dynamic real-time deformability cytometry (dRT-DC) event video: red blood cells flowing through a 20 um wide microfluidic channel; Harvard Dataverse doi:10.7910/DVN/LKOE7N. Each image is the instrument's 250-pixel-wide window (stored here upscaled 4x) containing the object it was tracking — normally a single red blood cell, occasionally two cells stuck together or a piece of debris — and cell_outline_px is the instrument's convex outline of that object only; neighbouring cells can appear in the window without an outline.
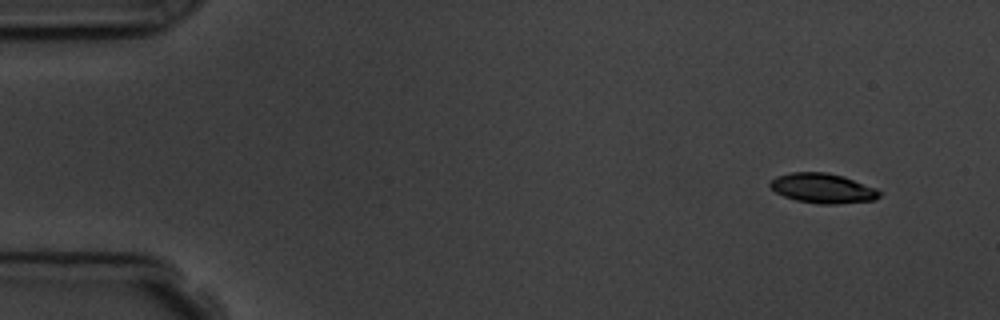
{"species": "common noctule bat (a hibernating species)", "species_latin": "Nyctalus noctula", "temperature_condition": "room temperature", "stored_images_in_passage": 4, "camera_frame_rate_fps": 3000, "um_per_image_px": 0.085, "animal": {"sex": "male", "body_mass_g": 19.5, "forearm_length_mm": 54.6}, "frame": {"image": 1, "passage_image": 1, "time_ms": 0.0, "image_size_px": [1000, 320], "cell_outline_px": [[880, 196], [876, 200], [836, 204], [820, 204], [796, 200], [784, 196], [776, 192], [768, 184], [776, 176], [792, 172], [828, 172], [844, 176], [876, 188], [880, 192]], "centroid_in_image_um": [69.95, 16.0], "position_along_channel_um": 15.1, "area_um2": 19.02}}
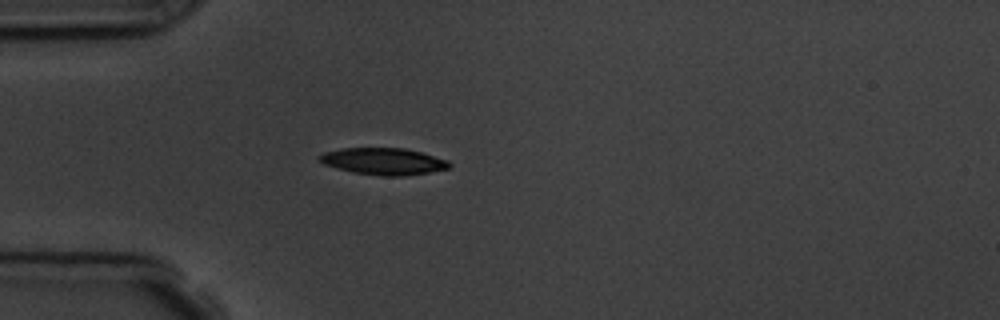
{"frame": {"image": 2, "passage_image": 4, "time_ms": 3.667, "image_size_px": [1000, 320], "cell_outline_px": [[452, 164], [448, 168], [428, 172], [404, 176], [384, 176], [352, 172], [324, 164], [316, 160], [316, 156], [324, 152], [344, 148], [404, 148], [420, 152], [448, 160]], "centroid_in_image_um": [32.56, 13.71], "position_along_channel_um": 52.4, "area_um2": 20.23}}